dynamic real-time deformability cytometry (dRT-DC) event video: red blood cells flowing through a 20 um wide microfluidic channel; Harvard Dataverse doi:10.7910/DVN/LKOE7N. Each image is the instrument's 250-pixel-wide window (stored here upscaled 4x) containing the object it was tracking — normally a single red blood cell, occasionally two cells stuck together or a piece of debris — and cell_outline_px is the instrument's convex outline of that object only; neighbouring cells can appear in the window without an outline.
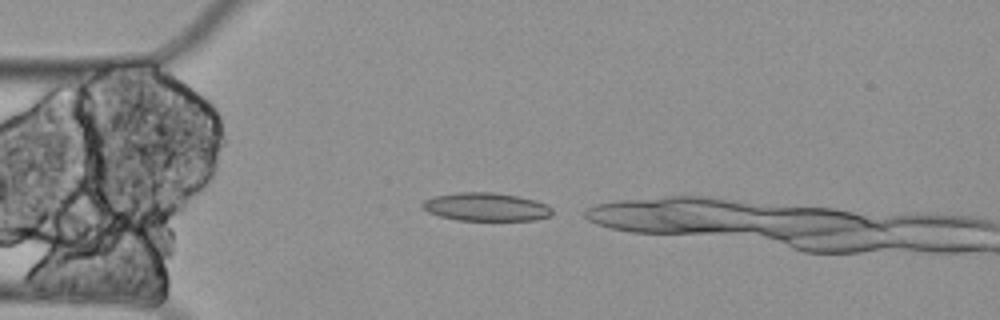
{"species": "Egyptian fruit bat (a non-hibernating species)", "species_latin": "Rousettus aegyptiacus", "temperature_condition": "cold", "stored_images_in_passage": 4, "camera_frame_rate_fps": 3000, "um_per_image_px": 0.085, "animal": {"sex": "female"}, "frame": {"image": 1, "passage_image": 2, "time_ms": 0.333, "image_size_px": [1000, 320], "cell_outline_px": [[552, 216], [536, 220], [456, 220], [440, 216], [428, 212], [420, 208], [420, 204], [424, 200], [436, 196], [460, 192], [492, 192], [516, 196], [536, 200], [548, 204], [552, 208]], "centroid_in_image_um": [41.32, 17.59], "position_along_channel_um": 43.7, "area_um2": 21.5}}